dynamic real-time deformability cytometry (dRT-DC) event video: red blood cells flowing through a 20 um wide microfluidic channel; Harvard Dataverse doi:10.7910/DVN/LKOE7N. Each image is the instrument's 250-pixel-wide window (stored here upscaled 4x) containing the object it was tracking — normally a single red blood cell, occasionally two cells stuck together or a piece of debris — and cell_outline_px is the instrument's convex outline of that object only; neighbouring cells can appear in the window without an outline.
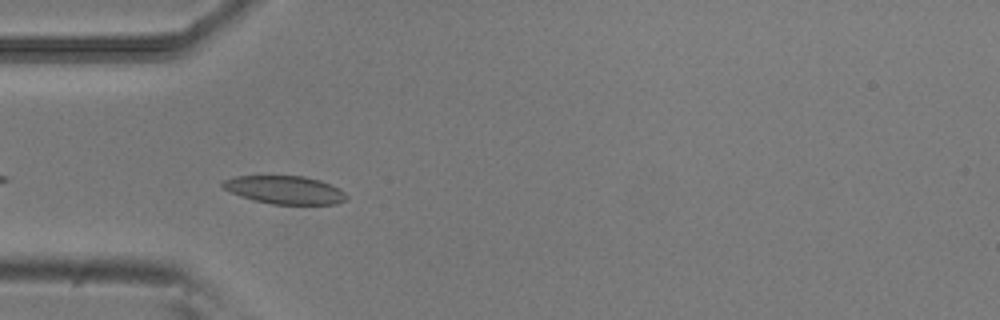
{"species": "common noctule bat (a hibernating species)", "species_latin": "Nyctalus noctula", "temperature_condition": "room temperature", "stored_images_in_passage": 39, "camera_frame_rate_fps": 3000, "um_per_image_px": 0.085, "animal": {"sex": "male", "body_mass_g": 20.5, "forearm_length_mm": 52.5}, "frame": {"image": 1, "passage_image": 3, "time_ms": 0.667, "image_size_px": [1000, 320], "cell_outline_px": [[348, 200], [336, 204], [272, 204], [256, 200], [232, 192], [224, 188], [220, 184], [224, 180], [236, 176], [304, 176], [320, 180], [340, 188], [348, 196]], "centroid_in_image_um": [24.28, 16.14], "position_along_channel_um": 60.7, "area_um2": 20.11}}
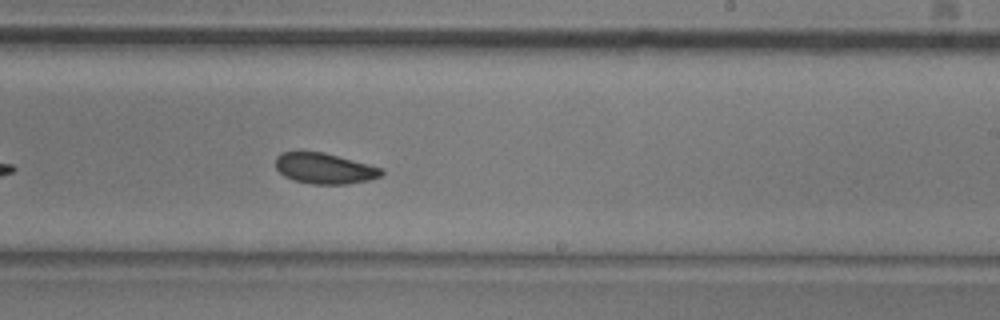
{"frame": {"image": 2, "passage_image": 19, "time_ms": 6.0, "image_size_px": [1000, 320], "cell_outline_px": [[384, 176], [368, 180], [348, 184], [312, 184], [292, 180], [284, 176], [276, 168], [276, 156], [280, 152], [324, 152], [384, 168]], "centroid_in_image_um": [27.62, 14.32], "position_along_channel_um": 261.4, "area_um2": 19.13}}
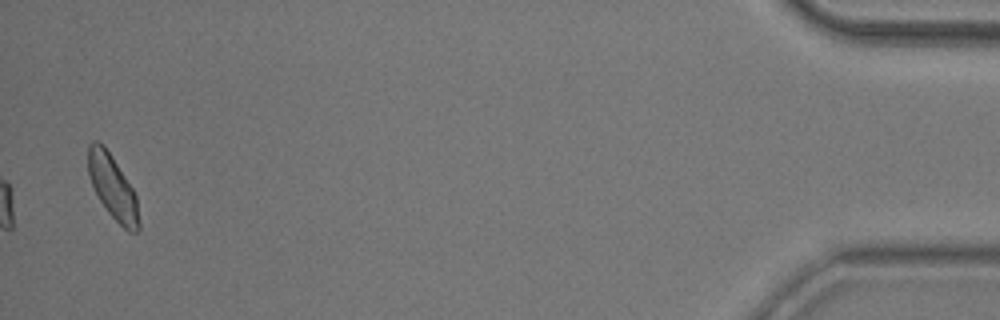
{"frame": {"image": 3, "passage_image": 39, "time_ms": 12.667, "image_size_px": [1000, 320], "cell_outline_px": [[140, 228], [136, 232], [128, 232], [108, 212], [100, 200], [92, 184], [88, 172], [88, 144], [92, 140], [96, 140], [104, 144], [112, 156], [132, 188], [136, 196], [140, 224]], "centroid_in_image_um": [9.58, 15.89], "position_along_channel_um": 425.6, "area_um2": 18.79}, "authors_computed_cell_mechanics": {"area_um2": 19.074, "velocity_mm_per_s": 3.7877, "shape_relaxation_time_tau1_ms": 5.2212, "shape_relaxation_time_tau2_ms": 2.4746, "deformation_change_tau1": 0.092, "deformation_change_tau2": 0.0732}}